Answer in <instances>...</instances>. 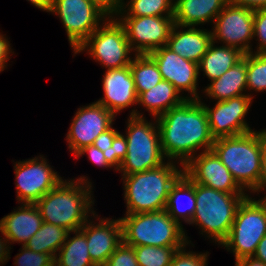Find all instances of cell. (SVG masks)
I'll return each instance as SVG.
<instances>
[{
	"mask_svg": "<svg viewBox=\"0 0 266 266\" xmlns=\"http://www.w3.org/2000/svg\"><path fill=\"white\" fill-rule=\"evenodd\" d=\"M15 163L16 193L20 204H35L63 180L41 155Z\"/></svg>",
	"mask_w": 266,
	"mask_h": 266,
	"instance_id": "11",
	"label": "cell"
},
{
	"mask_svg": "<svg viewBox=\"0 0 266 266\" xmlns=\"http://www.w3.org/2000/svg\"><path fill=\"white\" fill-rule=\"evenodd\" d=\"M16 266H54L55 258L46 253L35 252L22 246L21 253L15 256Z\"/></svg>",
	"mask_w": 266,
	"mask_h": 266,
	"instance_id": "33",
	"label": "cell"
},
{
	"mask_svg": "<svg viewBox=\"0 0 266 266\" xmlns=\"http://www.w3.org/2000/svg\"><path fill=\"white\" fill-rule=\"evenodd\" d=\"M135 54H149L167 44L173 16L117 17Z\"/></svg>",
	"mask_w": 266,
	"mask_h": 266,
	"instance_id": "13",
	"label": "cell"
},
{
	"mask_svg": "<svg viewBox=\"0 0 266 266\" xmlns=\"http://www.w3.org/2000/svg\"><path fill=\"white\" fill-rule=\"evenodd\" d=\"M85 178L83 176L68 182L62 180L35 203L43 222L73 232L88 221V214L96 216L95 211L91 209L94 204L91 196L92 182Z\"/></svg>",
	"mask_w": 266,
	"mask_h": 266,
	"instance_id": "2",
	"label": "cell"
},
{
	"mask_svg": "<svg viewBox=\"0 0 266 266\" xmlns=\"http://www.w3.org/2000/svg\"><path fill=\"white\" fill-rule=\"evenodd\" d=\"M253 96L244 94L224 101H217L213 108L204 106L210 131L214 139L220 137L237 136L253 131L244 119L251 106Z\"/></svg>",
	"mask_w": 266,
	"mask_h": 266,
	"instance_id": "14",
	"label": "cell"
},
{
	"mask_svg": "<svg viewBox=\"0 0 266 266\" xmlns=\"http://www.w3.org/2000/svg\"><path fill=\"white\" fill-rule=\"evenodd\" d=\"M21 204V207L14 209V212L0 220V232L10 241V244L23 242L22 246H24L40 229L43 218L35 204Z\"/></svg>",
	"mask_w": 266,
	"mask_h": 266,
	"instance_id": "20",
	"label": "cell"
},
{
	"mask_svg": "<svg viewBox=\"0 0 266 266\" xmlns=\"http://www.w3.org/2000/svg\"><path fill=\"white\" fill-rule=\"evenodd\" d=\"M9 43L8 38L6 39V37L0 33V72L5 70L7 61L10 59L9 56H11L9 54H12Z\"/></svg>",
	"mask_w": 266,
	"mask_h": 266,
	"instance_id": "41",
	"label": "cell"
},
{
	"mask_svg": "<svg viewBox=\"0 0 266 266\" xmlns=\"http://www.w3.org/2000/svg\"><path fill=\"white\" fill-rule=\"evenodd\" d=\"M244 56L238 48L230 46L216 47L215 42H212L198 63V73L203 71L211 81L218 79L232 66L238 63Z\"/></svg>",
	"mask_w": 266,
	"mask_h": 266,
	"instance_id": "24",
	"label": "cell"
},
{
	"mask_svg": "<svg viewBox=\"0 0 266 266\" xmlns=\"http://www.w3.org/2000/svg\"><path fill=\"white\" fill-rule=\"evenodd\" d=\"M114 118L115 115L98 102L80 107L66 136L69 151L76 156L84 147L93 145L95 139L112 126Z\"/></svg>",
	"mask_w": 266,
	"mask_h": 266,
	"instance_id": "15",
	"label": "cell"
},
{
	"mask_svg": "<svg viewBox=\"0 0 266 266\" xmlns=\"http://www.w3.org/2000/svg\"><path fill=\"white\" fill-rule=\"evenodd\" d=\"M174 0H130L114 15L120 17L174 16ZM126 7L128 8L126 10ZM127 12V14H126ZM124 13L126 15H124ZM124 15V16H123Z\"/></svg>",
	"mask_w": 266,
	"mask_h": 266,
	"instance_id": "30",
	"label": "cell"
},
{
	"mask_svg": "<svg viewBox=\"0 0 266 266\" xmlns=\"http://www.w3.org/2000/svg\"><path fill=\"white\" fill-rule=\"evenodd\" d=\"M174 163L168 160L153 169L122 175L126 214L165 210L171 186L184 173V167L178 169Z\"/></svg>",
	"mask_w": 266,
	"mask_h": 266,
	"instance_id": "3",
	"label": "cell"
},
{
	"mask_svg": "<svg viewBox=\"0 0 266 266\" xmlns=\"http://www.w3.org/2000/svg\"><path fill=\"white\" fill-rule=\"evenodd\" d=\"M227 3V0H175L174 23L195 27L214 22Z\"/></svg>",
	"mask_w": 266,
	"mask_h": 266,
	"instance_id": "22",
	"label": "cell"
},
{
	"mask_svg": "<svg viewBox=\"0 0 266 266\" xmlns=\"http://www.w3.org/2000/svg\"><path fill=\"white\" fill-rule=\"evenodd\" d=\"M247 63V91H266V53L250 52L245 54Z\"/></svg>",
	"mask_w": 266,
	"mask_h": 266,
	"instance_id": "32",
	"label": "cell"
},
{
	"mask_svg": "<svg viewBox=\"0 0 266 266\" xmlns=\"http://www.w3.org/2000/svg\"><path fill=\"white\" fill-rule=\"evenodd\" d=\"M119 132L117 130H115L112 126L102 132L94 141L93 145L95 147H97L98 149H100L108 164L111 166V167H115V171H119L120 169V164L115 160V158L111 155V146H112V142H113V139L114 137L118 134Z\"/></svg>",
	"mask_w": 266,
	"mask_h": 266,
	"instance_id": "35",
	"label": "cell"
},
{
	"mask_svg": "<svg viewBox=\"0 0 266 266\" xmlns=\"http://www.w3.org/2000/svg\"><path fill=\"white\" fill-rule=\"evenodd\" d=\"M51 13L61 19L73 52L110 16L93 0H54Z\"/></svg>",
	"mask_w": 266,
	"mask_h": 266,
	"instance_id": "10",
	"label": "cell"
},
{
	"mask_svg": "<svg viewBox=\"0 0 266 266\" xmlns=\"http://www.w3.org/2000/svg\"><path fill=\"white\" fill-rule=\"evenodd\" d=\"M73 232L75 236L71 238L69 231L58 256H55L54 266H96L90 258L84 233L80 229Z\"/></svg>",
	"mask_w": 266,
	"mask_h": 266,
	"instance_id": "27",
	"label": "cell"
},
{
	"mask_svg": "<svg viewBox=\"0 0 266 266\" xmlns=\"http://www.w3.org/2000/svg\"><path fill=\"white\" fill-rule=\"evenodd\" d=\"M183 194L188 200L187 205L182 207L180 199ZM165 210L179 224L180 218L187 224L191 222L196 211L195 183L185 173L171 186Z\"/></svg>",
	"mask_w": 266,
	"mask_h": 266,
	"instance_id": "25",
	"label": "cell"
},
{
	"mask_svg": "<svg viewBox=\"0 0 266 266\" xmlns=\"http://www.w3.org/2000/svg\"><path fill=\"white\" fill-rule=\"evenodd\" d=\"M104 97L99 99L103 105L115 116L125 108L134 104L137 105L138 95L130 66L119 69H108L103 77Z\"/></svg>",
	"mask_w": 266,
	"mask_h": 266,
	"instance_id": "19",
	"label": "cell"
},
{
	"mask_svg": "<svg viewBox=\"0 0 266 266\" xmlns=\"http://www.w3.org/2000/svg\"><path fill=\"white\" fill-rule=\"evenodd\" d=\"M259 45L255 53H266V8L254 10L253 37Z\"/></svg>",
	"mask_w": 266,
	"mask_h": 266,
	"instance_id": "37",
	"label": "cell"
},
{
	"mask_svg": "<svg viewBox=\"0 0 266 266\" xmlns=\"http://www.w3.org/2000/svg\"><path fill=\"white\" fill-rule=\"evenodd\" d=\"M110 16H114L121 8L124 0H93Z\"/></svg>",
	"mask_w": 266,
	"mask_h": 266,
	"instance_id": "42",
	"label": "cell"
},
{
	"mask_svg": "<svg viewBox=\"0 0 266 266\" xmlns=\"http://www.w3.org/2000/svg\"><path fill=\"white\" fill-rule=\"evenodd\" d=\"M156 119L165 159H178L184 167L195 157L198 149L203 147V152L212 149L215 139L204 106L199 100L185 99Z\"/></svg>",
	"mask_w": 266,
	"mask_h": 266,
	"instance_id": "1",
	"label": "cell"
},
{
	"mask_svg": "<svg viewBox=\"0 0 266 266\" xmlns=\"http://www.w3.org/2000/svg\"><path fill=\"white\" fill-rule=\"evenodd\" d=\"M211 31L213 42L238 48L244 54L252 52L254 10L227 3L214 20Z\"/></svg>",
	"mask_w": 266,
	"mask_h": 266,
	"instance_id": "12",
	"label": "cell"
},
{
	"mask_svg": "<svg viewBox=\"0 0 266 266\" xmlns=\"http://www.w3.org/2000/svg\"><path fill=\"white\" fill-rule=\"evenodd\" d=\"M134 56L129 66L136 93L139 96L142 92L148 91L157 85L162 77L157 64L148 54H134Z\"/></svg>",
	"mask_w": 266,
	"mask_h": 266,
	"instance_id": "29",
	"label": "cell"
},
{
	"mask_svg": "<svg viewBox=\"0 0 266 266\" xmlns=\"http://www.w3.org/2000/svg\"><path fill=\"white\" fill-rule=\"evenodd\" d=\"M85 153L88 154V158L90 161H92L93 164L105 168H111V166L108 164L103 152L95 147L94 145H90L87 147H84L82 150H80L76 157L80 158V156L84 155Z\"/></svg>",
	"mask_w": 266,
	"mask_h": 266,
	"instance_id": "38",
	"label": "cell"
},
{
	"mask_svg": "<svg viewBox=\"0 0 266 266\" xmlns=\"http://www.w3.org/2000/svg\"><path fill=\"white\" fill-rule=\"evenodd\" d=\"M254 199L249 195L243 199L227 238L220 244L233 252L235 261L252 257L266 235V196Z\"/></svg>",
	"mask_w": 266,
	"mask_h": 266,
	"instance_id": "8",
	"label": "cell"
},
{
	"mask_svg": "<svg viewBox=\"0 0 266 266\" xmlns=\"http://www.w3.org/2000/svg\"><path fill=\"white\" fill-rule=\"evenodd\" d=\"M127 154V139L120 132L114 137L111 146V155L121 165Z\"/></svg>",
	"mask_w": 266,
	"mask_h": 266,
	"instance_id": "39",
	"label": "cell"
},
{
	"mask_svg": "<svg viewBox=\"0 0 266 266\" xmlns=\"http://www.w3.org/2000/svg\"><path fill=\"white\" fill-rule=\"evenodd\" d=\"M69 230L54 224L42 223L40 229L24 245L29 250L46 253L54 258L66 241Z\"/></svg>",
	"mask_w": 266,
	"mask_h": 266,
	"instance_id": "28",
	"label": "cell"
},
{
	"mask_svg": "<svg viewBox=\"0 0 266 266\" xmlns=\"http://www.w3.org/2000/svg\"><path fill=\"white\" fill-rule=\"evenodd\" d=\"M253 257L266 264V235L260 240Z\"/></svg>",
	"mask_w": 266,
	"mask_h": 266,
	"instance_id": "45",
	"label": "cell"
},
{
	"mask_svg": "<svg viewBox=\"0 0 266 266\" xmlns=\"http://www.w3.org/2000/svg\"><path fill=\"white\" fill-rule=\"evenodd\" d=\"M74 52L88 51L89 55L108 69H119L131 64L133 50L124 27L115 16H109Z\"/></svg>",
	"mask_w": 266,
	"mask_h": 266,
	"instance_id": "9",
	"label": "cell"
},
{
	"mask_svg": "<svg viewBox=\"0 0 266 266\" xmlns=\"http://www.w3.org/2000/svg\"><path fill=\"white\" fill-rule=\"evenodd\" d=\"M27 1H30L32 5L46 12H51L54 4V0H27Z\"/></svg>",
	"mask_w": 266,
	"mask_h": 266,
	"instance_id": "47",
	"label": "cell"
},
{
	"mask_svg": "<svg viewBox=\"0 0 266 266\" xmlns=\"http://www.w3.org/2000/svg\"><path fill=\"white\" fill-rule=\"evenodd\" d=\"M119 219L123 242L127 245L184 247L191 243L183 225L175 221L166 210L125 214V217Z\"/></svg>",
	"mask_w": 266,
	"mask_h": 266,
	"instance_id": "5",
	"label": "cell"
},
{
	"mask_svg": "<svg viewBox=\"0 0 266 266\" xmlns=\"http://www.w3.org/2000/svg\"><path fill=\"white\" fill-rule=\"evenodd\" d=\"M227 2L253 10L266 8V0H227Z\"/></svg>",
	"mask_w": 266,
	"mask_h": 266,
	"instance_id": "43",
	"label": "cell"
},
{
	"mask_svg": "<svg viewBox=\"0 0 266 266\" xmlns=\"http://www.w3.org/2000/svg\"><path fill=\"white\" fill-rule=\"evenodd\" d=\"M247 63L245 62V54L243 58L232 66L221 77L211 81L205 87L204 92L209 98L215 101H224L230 98L244 95L243 91L247 90Z\"/></svg>",
	"mask_w": 266,
	"mask_h": 266,
	"instance_id": "23",
	"label": "cell"
},
{
	"mask_svg": "<svg viewBox=\"0 0 266 266\" xmlns=\"http://www.w3.org/2000/svg\"><path fill=\"white\" fill-rule=\"evenodd\" d=\"M138 112L133 109L127 122V154L119 169L123 175L143 172L165 163L157 119L154 123L148 122Z\"/></svg>",
	"mask_w": 266,
	"mask_h": 266,
	"instance_id": "7",
	"label": "cell"
},
{
	"mask_svg": "<svg viewBox=\"0 0 266 266\" xmlns=\"http://www.w3.org/2000/svg\"><path fill=\"white\" fill-rule=\"evenodd\" d=\"M266 189V129L262 130L261 173L259 177V191Z\"/></svg>",
	"mask_w": 266,
	"mask_h": 266,
	"instance_id": "40",
	"label": "cell"
},
{
	"mask_svg": "<svg viewBox=\"0 0 266 266\" xmlns=\"http://www.w3.org/2000/svg\"><path fill=\"white\" fill-rule=\"evenodd\" d=\"M157 64L162 80L168 81L180 93L187 91V99L199 100L197 91L198 64L173 52L166 45L148 54ZM192 95V96H191Z\"/></svg>",
	"mask_w": 266,
	"mask_h": 266,
	"instance_id": "16",
	"label": "cell"
},
{
	"mask_svg": "<svg viewBox=\"0 0 266 266\" xmlns=\"http://www.w3.org/2000/svg\"><path fill=\"white\" fill-rule=\"evenodd\" d=\"M3 236L5 239L0 237V265L1 263L4 264L8 259H10V246L7 245V243L9 244V241L5 235Z\"/></svg>",
	"mask_w": 266,
	"mask_h": 266,
	"instance_id": "44",
	"label": "cell"
},
{
	"mask_svg": "<svg viewBox=\"0 0 266 266\" xmlns=\"http://www.w3.org/2000/svg\"><path fill=\"white\" fill-rule=\"evenodd\" d=\"M183 247L134 246L139 266H170L173 256Z\"/></svg>",
	"mask_w": 266,
	"mask_h": 266,
	"instance_id": "31",
	"label": "cell"
},
{
	"mask_svg": "<svg viewBox=\"0 0 266 266\" xmlns=\"http://www.w3.org/2000/svg\"><path fill=\"white\" fill-rule=\"evenodd\" d=\"M80 230L87 239L88 252L96 266H104L108 258L123 242L120 219H101L99 223L87 221Z\"/></svg>",
	"mask_w": 266,
	"mask_h": 266,
	"instance_id": "18",
	"label": "cell"
},
{
	"mask_svg": "<svg viewBox=\"0 0 266 266\" xmlns=\"http://www.w3.org/2000/svg\"><path fill=\"white\" fill-rule=\"evenodd\" d=\"M188 96L180 92L168 81L161 80L157 85L138 96L137 104L144 106L154 119L180 105Z\"/></svg>",
	"mask_w": 266,
	"mask_h": 266,
	"instance_id": "26",
	"label": "cell"
},
{
	"mask_svg": "<svg viewBox=\"0 0 266 266\" xmlns=\"http://www.w3.org/2000/svg\"><path fill=\"white\" fill-rule=\"evenodd\" d=\"M104 266H139L134 247L122 242Z\"/></svg>",
	"mask_w": 266,
	"mask_h": 266,
	"instance_id": "34",
	"label": "cell"
},
{
	"mask_svg": "<svg viewBox=\"0 0 266 266\" xmlns=\"http://www.w3.org/2000/svg\"><path fill=\"white\" fill-rule=\"evenodd\" d=\"M180 28L182 31H179ZM212 42L211 31L174 23L166 46L179 56L198 64Z\"/></svg>",
	"mask_w": 266,
	"mask_h": 266,
	"instance_id": "21",
	"label": "cell"
},
{
	"mask_svg": "<svg viewBox=\"0 0 266 266\" xmlns=\"http://www.w3.org/2000/svg\"><path fill=\"white\" fill-rule=\"evenodd\" d=\"M244 190L259 192L262 131L215 139L211 149ZM247 189V190H245Z\"/></svg>",
	"mask_w": 266,
	"mask_h": 266,
	"instance_id": "4",
	"label": "cell"
},
{
	"mask_svg": "<svg viewBox=\"0 0 266 266\" xmlns=\"http://www.w3.org/2000/svg\"><path fill=\"white\" fill-rule=\"evenodd\" d=\"M246 193H225L195 183L196 211L189 224L198 225L219 245L227 238L235 219L237 208Z\"/></svg>",
	"mask_w": 266,
	"mask_h": 266,
	"instance_id": "6",
	"label": "cell"
},
{
	"mask_svg": "<svg viewBox=\"0 0 266 266\" xmlns=\"http://www.w3.org/2000/svg\"><path fill=\"white\" fill-rule=\"evenodd\" d=\"M184 173L194 182L225 193H245L231 172L212 151L200 152L185 166Z\"/></svg>",
	"mask_w": 266,
	"mask_h": 266,
	"instance_id": "17",
	"label": "cell"
},
{
	"mask_svg": "<svg viewBox=\"0 0 266 266\" xmlns=\"http://www.w3.org/2000/svg\"><path fill=\"white\" fill-rule=\"evenodd\" d=\"M235 266H266V264L252 256L236 260Z\"/></svg>",
	"mask_w": 266,
	"mask_h": 266,
	"instance_id": "46",
	"label": "cell"
},
{
	"mask_svg": "<svg viewBox=\"0 0 266 266\" xmlns=\"http://www.w3.org/2000/svg\"><path fill=\"white\" fill-rule=\"evenodd\" d=\"M184 246L173 256L170 266H207L208 252L206 253H195L192 251L186 252Z\"/></svg>",
	"mask_w": 266,
	"mask_h": 266,
	"instance_id": "36",
	"label": "cell"
}]
</instances>
